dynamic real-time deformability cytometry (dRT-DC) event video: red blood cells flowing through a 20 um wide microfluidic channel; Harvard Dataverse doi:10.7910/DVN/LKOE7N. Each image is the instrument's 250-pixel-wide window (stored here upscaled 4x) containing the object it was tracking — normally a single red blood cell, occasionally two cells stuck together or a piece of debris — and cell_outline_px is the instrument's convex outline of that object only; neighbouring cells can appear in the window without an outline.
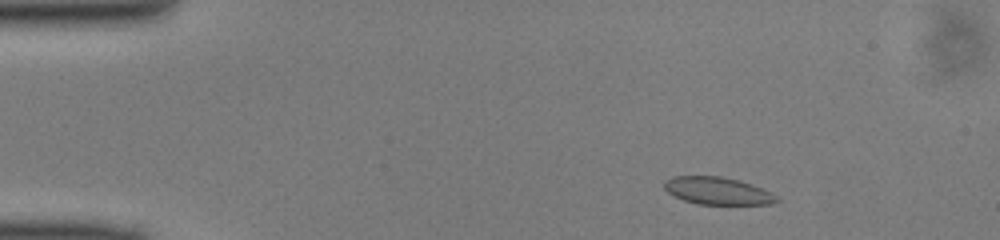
{"species": "common noctule bat (a hibernating species)", "species_latin": "Nyctalus noctula", "temperature_condition": "cold", "stored_images_in_passage": 47, "camera_frame_rate_fps": 3000, "um_per_image_px": 0.085, "animal": {"sex": "male", "body_mass_g": 13.0, "forearm_length_mm": 53.1}, "frame": {"image": 1, "passage_image": 5, "time_ms": 1.333, "image_size_px": [1000, 240], "cell_outline_px": [[780, 200], [772, 204], [696, 204], [684, 200], [668, 192], [664, 188], [664, 180], [672, 176], [720, 176], [740, 180], [760, 188], [776, 196]], "centroid_in_image_um": [60.95, 16.21], "position_along_channel_um": 24.0, "area_um2": 17.8}}
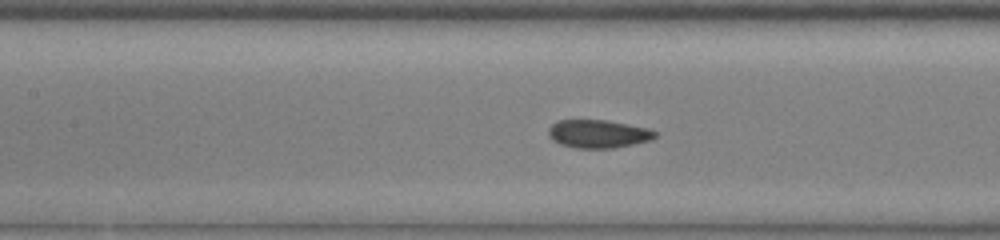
{"frame": {"image": 2, "passage_image": 20, "time_ms": 6.333, "image_size_px": [1000, 240], "cell_outline_px": [[656, 136], [652, 140], [612, 148], [576, 148], [560, 144], [552, 140], [548, 136], [548, 128], [552, 124], [560, 120], [604, 120], [628, 124], [648, 128], [656, 132]], "centroid_in_image_um": [50.83, 11.38], "position_along_channel_um": 156.6, "area_um2": 17.46}}
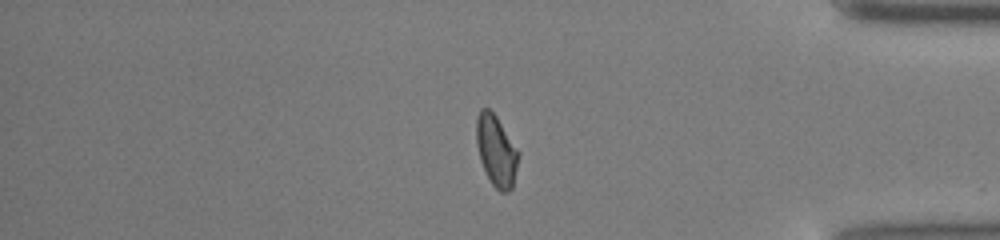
{"frame": {"image": 3, "passage_image": 39, "time_ms": 12.667, "image_size_px": [1000, 240], "cell_outline_px": [[520, 152], [512, 188], [508, 192], [500, 192], [492, 184], [480, 160], [476, 144], [476, 116], [480, 108], [488, 108], [496, 116]], "centroid_in_image_um": [42.17, 12.79], "position_along_channel_um": 393.0, "area_um2": 17.4}}